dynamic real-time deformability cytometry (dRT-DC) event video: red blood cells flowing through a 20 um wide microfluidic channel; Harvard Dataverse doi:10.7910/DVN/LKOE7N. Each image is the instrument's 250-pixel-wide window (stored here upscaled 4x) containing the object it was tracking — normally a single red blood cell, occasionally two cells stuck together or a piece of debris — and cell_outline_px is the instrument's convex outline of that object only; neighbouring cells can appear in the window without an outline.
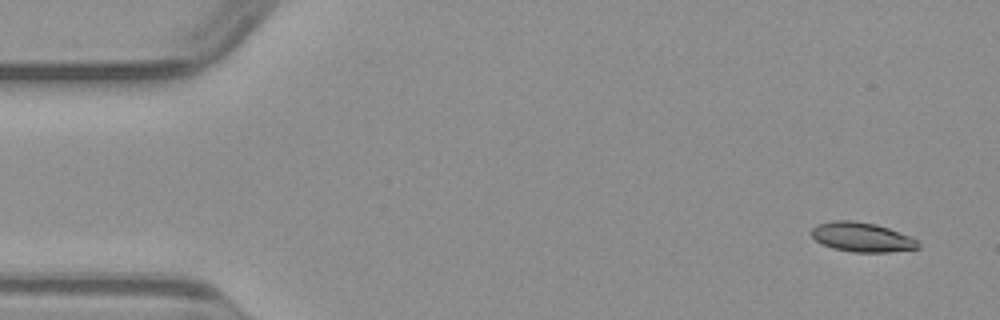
{"species": "common noctule bat (a hibernating species)", "species_latin": "Nyctalus noctula", "temperature_condition": "warm", "stored_images_in_passage": 48, "camera_frame_rate_fps": 3000, "um_per_image_px": 0.085, "animal": {"sex": "male", "body_mass_g": 23.1, "forearm_length_mm": 52.7}, "frame": {"image": 1, "passage_image": 1, "time_ms": 0.0, "image_size_px": [1000, 320], "cell_outline_px": [[920, 248], [888, 252], [852, 252], [832, 248], [816, 240], [812, 236], [812, 228], [816, 224], [832, 220], [852, 220], [876, 224], [888, 228], [908, 236], [916, 240], [920, 244]], "centroid_in_image_um": [73.24, 20.15], "position_along_channel_um": 11.8, "area_um2": 18.21}}
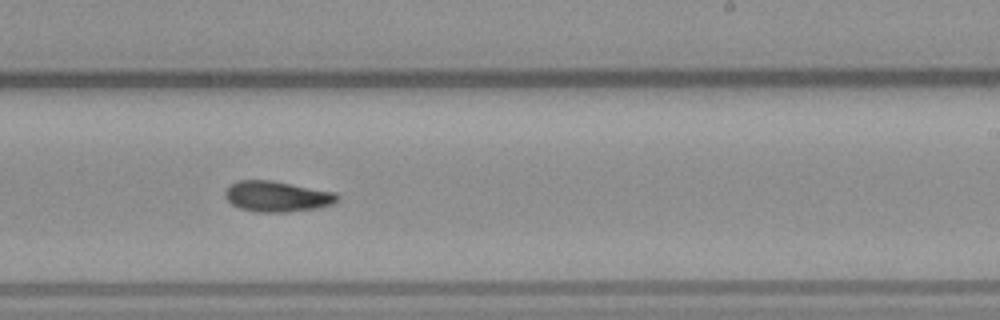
{"frame": {"image": 2, "passage_image": 28, "time_ms": 9.0, "image_size_px": [1000, 320], "cell_outline_px": [[340, 200], [332, 204], [320, 208], [288, 212], [256, 212], [240, 208], [232, 204], [224, 196], [224, 192], [228, 184], [236, 180], [272, 180], [336, 192], [340, 196]], "centroid_in_image_um": [23.56, 16.69], "position_along_channel_um": 265.4, "area_um2": 20.46}}
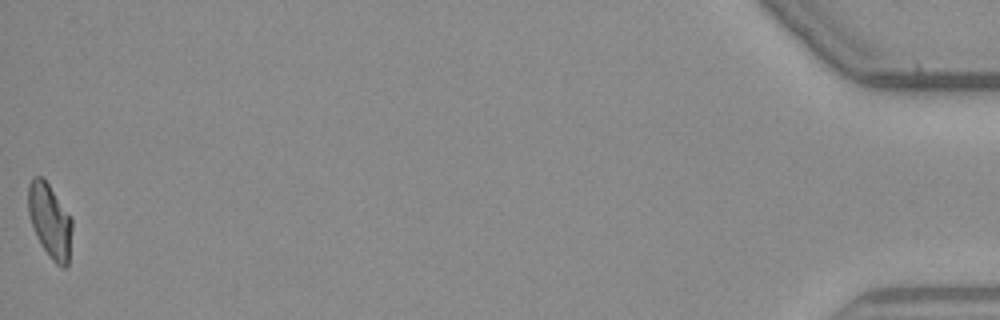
{"frame": {"image": 3, "passage_image": 48, "time_ms": 15.667, "image_size_px": [1000, 320], "cell_outline_px": [[72, 228], [68, 268], [64, 268], [56, 264], [52, 260], [40, 244], [36, 236], [28, 212], [28, 184], [32, 176], [40, 176], [48, 184], [72, 220]], "centroid_in_image_um": [4.23, 18.81], "position_along_channel_um": 431.0, "area_um2": 18.79}}